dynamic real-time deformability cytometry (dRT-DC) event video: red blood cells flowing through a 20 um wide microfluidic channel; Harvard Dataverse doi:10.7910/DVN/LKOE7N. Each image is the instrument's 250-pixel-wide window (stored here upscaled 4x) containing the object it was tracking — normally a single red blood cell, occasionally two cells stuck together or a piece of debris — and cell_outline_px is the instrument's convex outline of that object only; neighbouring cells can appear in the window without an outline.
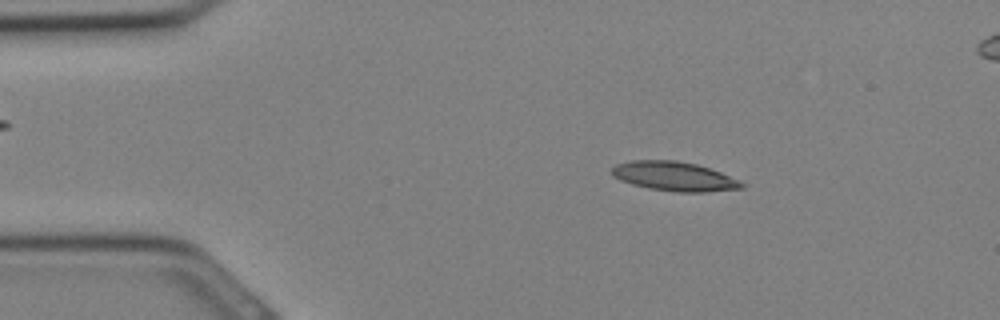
{"species": "Egyptian fruit bat (a non-hibernating species)", "species_latin": "Rousettus aegyptiacus", "temperature_condition": "cold", "stored_images_in_passage": 8, "camera_frame_rate_fps": 3000, "um_per_image_px": 0.085, "animal": {"sex": "female"}, "frame": {"image": 1, "passage_image": 2, "time_ms": 0.333, "image_size_px": [1000, 320], "cell_outline_px": [[748, 184], [744, 188], [704, 192], [676, 192], [648, 188], [632, 184], [620, 180], [612, 176], [612, 168], [616, 164], [632, 160], [676, 160], [696, 164], [720, 172], [740, 180]], "centroid_in_image_um": [57.33, 14.99], "position_along_channel_um": 27.7, "area_um2": 22.25}}
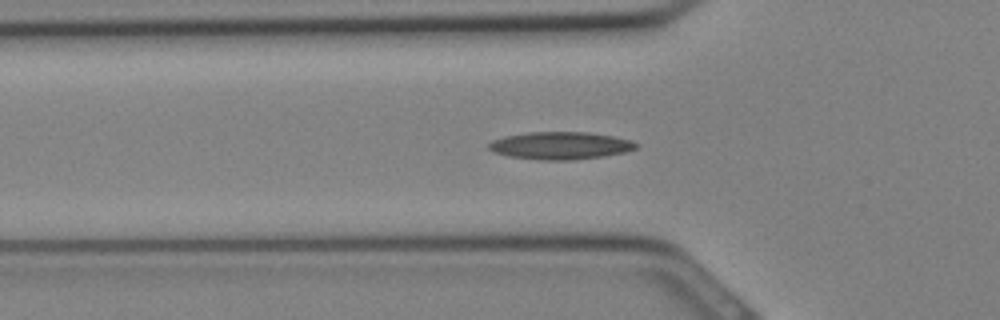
{"frame": {"image": 2, "passage_image": 7, "time_ms": 2.0, "image_size_px": [1000, 320], "cell_outline_px": [[640, 144], [636, 148], [624, 152], [604, 156], [572, 160], [540, 160], [508, 156], [492, 152], [488, 148], [488, 144], [492, 140], [504, 136], [528, 132], [588, 132], [612, 136], [632, 140]], "centroid_in_image_um": [47.62, 12.37], "position_along_channel_um": 78.2, "area_um2": 23.76}}